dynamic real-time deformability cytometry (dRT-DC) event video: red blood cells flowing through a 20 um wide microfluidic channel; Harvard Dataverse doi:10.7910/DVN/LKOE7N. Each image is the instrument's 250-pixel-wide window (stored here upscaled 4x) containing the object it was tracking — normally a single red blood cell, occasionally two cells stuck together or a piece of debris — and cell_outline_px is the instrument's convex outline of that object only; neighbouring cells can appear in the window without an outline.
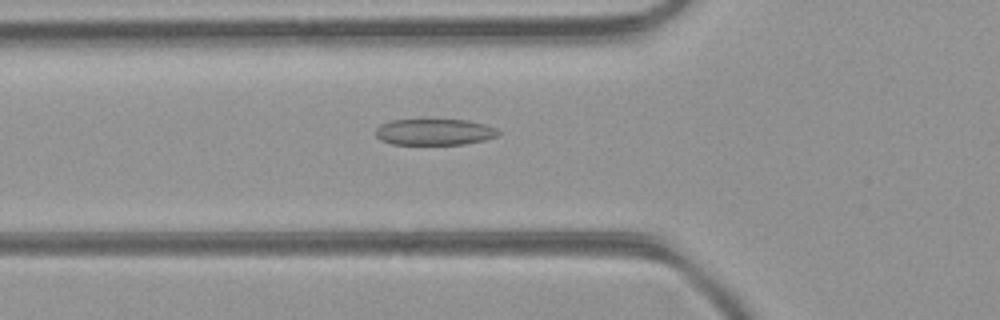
{"species": "common noctule bat (a hibernating species)", "species_latin": "Nyctalus noctula", "temperature_condition": "room temperature", "stored_images_in_passage": 39, "camera_frame_rate_fps": 3000, "um_per_image_px": 0.085, "animal": {"sex": "female", "body_mass_g": 21.9}, "frame": {"image": 1, "passage_image": 9, "time_ms": 2.667, "image_size_px": [1000, 320], "cell_outline_px": [[500, 132], [496, 136], [484, 140], [464, 144], [392, 144], [380, 140], [376, 136], [376, 128], [380, 124], [392, 120], [468, 120], [484, 124], [496, 128]], "centroid_in_image_um": [36.91, 11.22], "position_along_channel_um": 88.9, "area_um2": 18.67}}
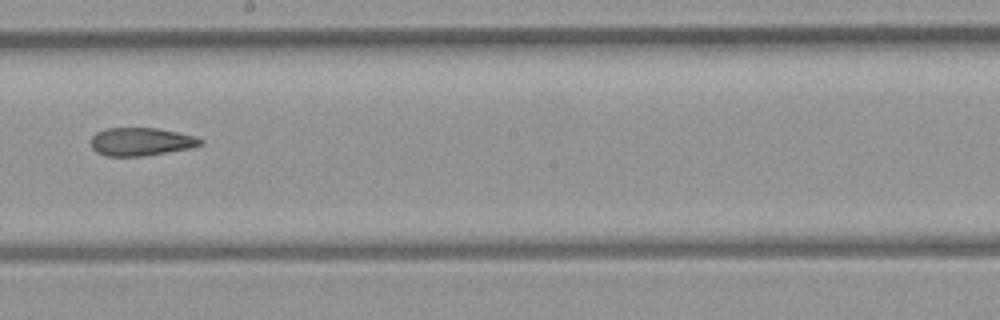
{"frame": {"image": 2, "passage_image": 19, "time_ms": 6.0, "image_size_px": [1000, 320], "cell_outline_px": [[204, 144], [192, 148], [144, 156], [104, 156], [96, 152], [92, 148], [92, 136], [96, 132], [104, 128], [156, 128], [196, 136], [204, 140]], "centroid_in_image_um": [12.0, 12.05], "position_along_channel_um": 236.2, "area_um2": 18.09}}
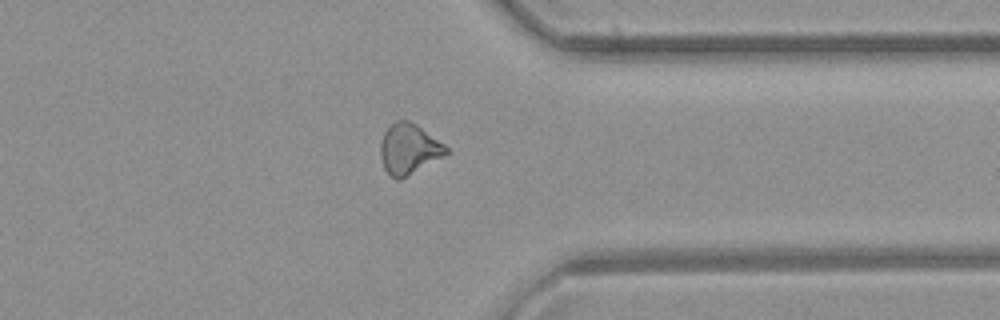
{"frame": {"image": 3, "passage_image": 29, "time_ms": 9.333, "image_size_px": [1000, 320], "cell_outline_px": [[448, 152], [400, 180], [396, 180], [384, 168], [380, 156], [380, 144], [384, 132], [396, 120], [408, 120], [416, 124], [444, 144], [448, 148]], "centroid_in_image_um": [34.71, 12.65], "position_along_channel_um": 376.7, "area_um2": 18.84}, "authors_computed_cell_mechanics": {"area_um2": 18.8428, "velocity_mm_per_s": 4.3943, "shape_relaxation_time_tau1_ms": null, "shape_relaxation_time_tau2_ms": 1.8237, "deformation_change_tau1": null, "deformation_change_tau2": 0.0913}}